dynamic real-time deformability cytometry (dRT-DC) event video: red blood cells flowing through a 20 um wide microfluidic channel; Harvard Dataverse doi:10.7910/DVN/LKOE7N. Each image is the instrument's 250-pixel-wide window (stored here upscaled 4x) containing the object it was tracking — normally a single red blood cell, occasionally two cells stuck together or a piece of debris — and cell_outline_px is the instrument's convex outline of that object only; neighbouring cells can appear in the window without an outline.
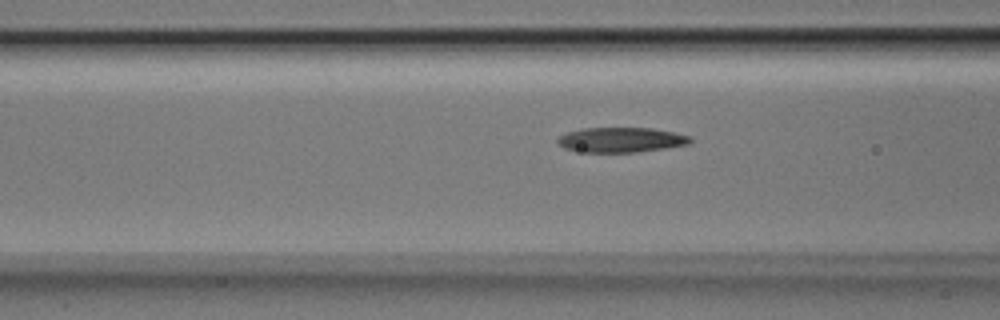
{"species": "Egyptian fruit bat (a non-hibernating species)", "species_latin": "Rousettus aegyptiacus", "temperature_condition": "room temperature", "stored_images_in_passage": 33, "camera_frame_rate_fps": 3000, "um_per_image_px": 0.085, "animal": {"sex": "male"}, "frame": {"image": 1, "passage_image": 5, "time_ms": 1.333, "image_size_px": [1000, 320], "cell_outline_px": [[692, 140], [688, 144], [664, 148], [636, 152], [584, 152], [564, 148], [556, 140], [560, 136], [568, 132], [584, 128], [652, 128], [692, 136]], "centroid_in_image_um": [52.8, 11.88], "position_along_channel_um": 113.8, "area_um2": 19.07}}
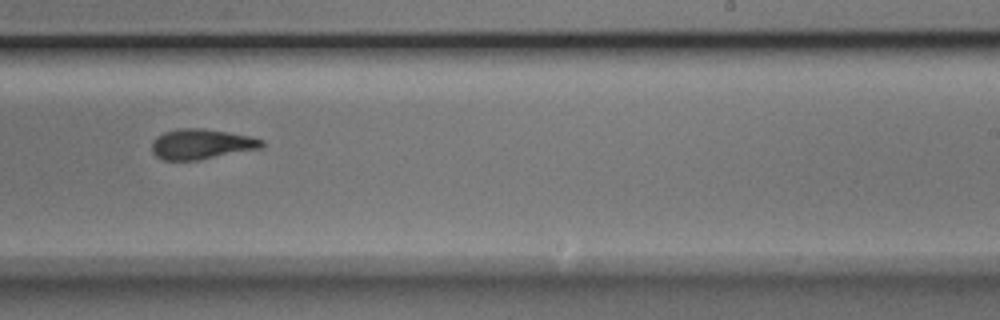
{"frame": {"image": 2, "passage_image": 17, "time_ms": 5.333, "image_size_px": [1000, 320], "cell_outline_px": [[264, 148], [200, 160], [164, 160], [156, 156], [152, 152], [152, 140], [156, 136], [164, 132], [176, 128], [204, 128], [228, 132], [248, 136], [264, 140]], "centroid_in_image_um": [17.12, 12.25], "position_along_channel_um": 271.9, "area_um2": 19.65}}
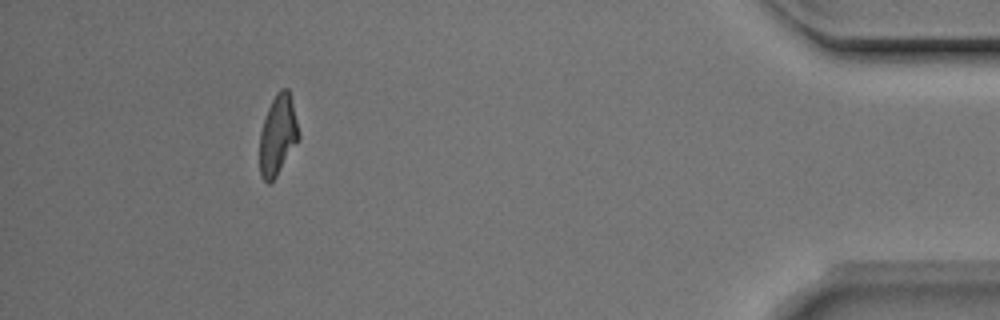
{"frame": {"image": 3, "passage_image": 32, "time_ms": 10.333, "image_size_px": [1000, 320], "cell_outline_px": [[300, 136], [276, 176], [268, 184], [260, 176], [260, 132], [264, 116], [276, 92], [280, 88], [288, 88], [300, 132]], "centroid_in_image_um": [23.6, 11.45], "position_along_channel_um": 411.6, "area_um2": 18.03}}